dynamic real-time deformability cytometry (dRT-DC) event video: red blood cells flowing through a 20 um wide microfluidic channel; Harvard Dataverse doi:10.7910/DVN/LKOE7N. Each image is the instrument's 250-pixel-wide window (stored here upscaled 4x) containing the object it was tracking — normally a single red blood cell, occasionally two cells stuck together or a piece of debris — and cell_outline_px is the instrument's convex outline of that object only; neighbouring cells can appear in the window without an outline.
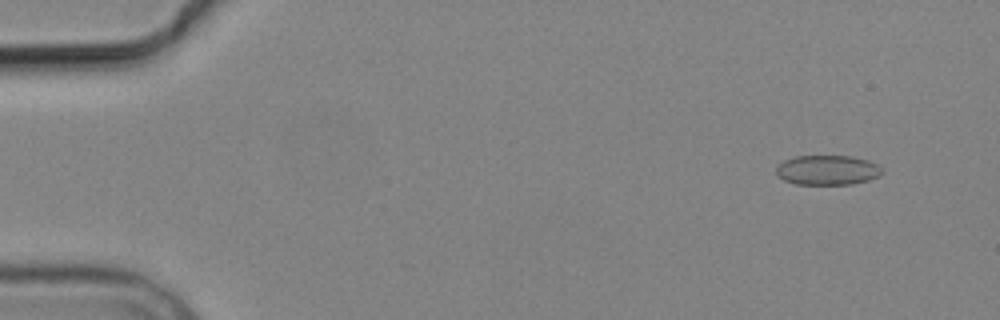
{"species": "common noctule bat (a hibernating species)", "species_latin": "Nyctalus noctula", "temperature_condition": "cold", "stored_images_in_passage": 8, "camera_frame_rate_fps": 3000, "um_per_image_px": 0.085, "animal": {"sex": "male", "body_mass_g": 19.2, "forearm_length_mm": 51.8}, "frame": {"image": 1, "passage_image": 2, "time_ms": 1.0, "image_size_px": [1000, 320], "cell_outline_px": [[884, 172], [880, 176], [868, 180], [852, 184], [796, 184], [784, 180], [776, 172], [776, 168], [784, 160], [796, 156], [852, 156], [868, 160], [876, 164]], "centroid_in_image_um": [70.36, 14.45], "position_along_channel_um": 14.6, "area_um2": 18.26}}
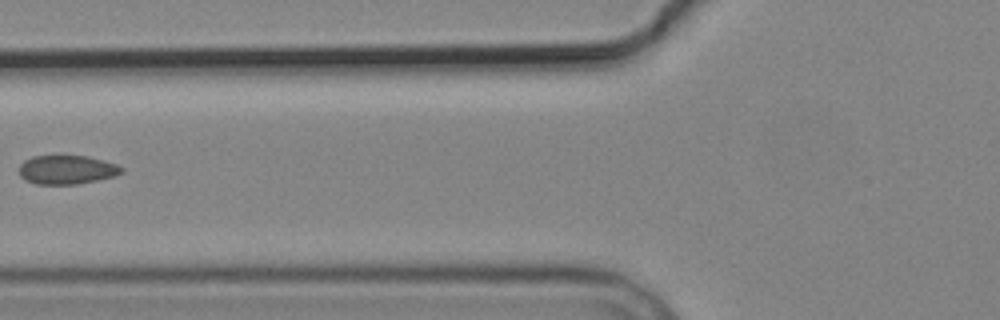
{"frame": {"image": 2, "passage_image": 7, "time_ms": 7.0, "image_size_px": [1000, 320], "cell_outline_px": [[124, 172], [116, 176], [76, 184], [36, 184], [24, 180], [20, 176], [20, 164], [24, 160], [32, 156], [60, 152], [88, 156], [104, 160], [116, 164], [124, 168]], "centroid_in_image_um": [5.67, 14.37], "position_along_channel_um": 120.1, "area_um2": 18.15}}
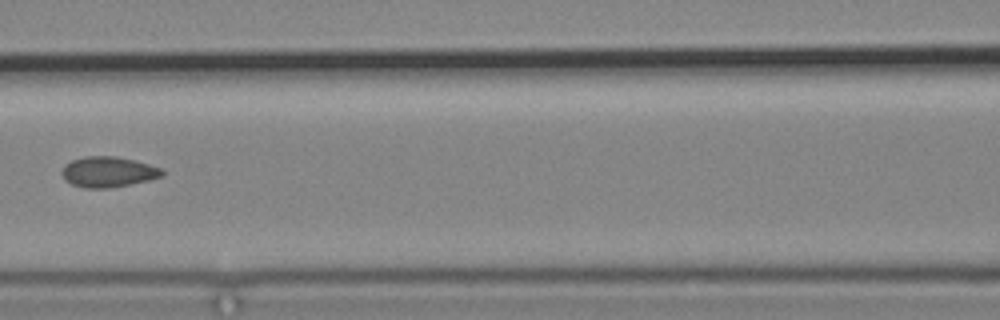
{"frame": {"image": 3, "passage_image": 8, "time_ms": 8.0, "image_size_px": [1000, 320], "cell_outline_px": [[164, 176], [148, 180], [108, 188], [84, 188], [72, 184], [64, 180], [60, 172], [64, 164], [72, 160], [84, 156], [116, 156], [136, 160], [164, 168]], "centroid_in_image_um": [9.19, 14.6], "position_along_channel_um": 157.4, "area_um2": 18.09}}